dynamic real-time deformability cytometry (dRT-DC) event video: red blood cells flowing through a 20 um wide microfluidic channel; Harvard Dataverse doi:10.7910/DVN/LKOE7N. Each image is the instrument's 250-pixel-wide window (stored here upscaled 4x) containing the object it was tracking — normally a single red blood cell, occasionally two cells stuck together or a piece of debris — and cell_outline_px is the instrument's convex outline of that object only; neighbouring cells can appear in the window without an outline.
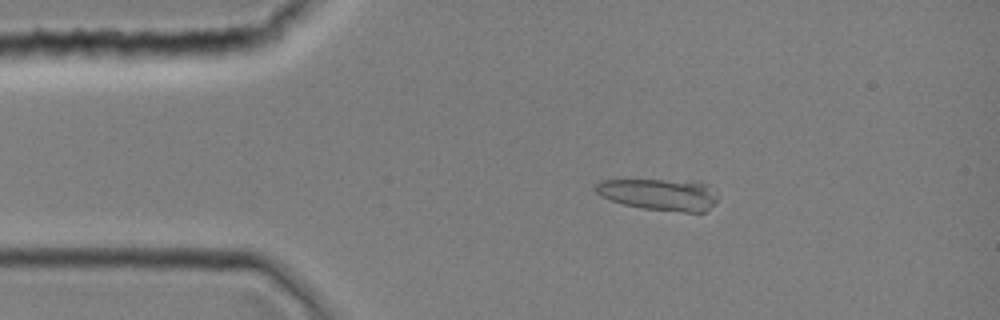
{"species": "common noctule bat (a hibernating species)", "species_latin": "Nyctalus noctula", "temperature_condition": "room temperature", "stored_images_in_passage": 10, "camera_frame_rate_fps": 3000, "um_per_image_px": 0.085, "animal": {"sex": "female", "body_mass_g": 19.0, "forearm_length_mm": 51.5}, "frame": {"image": 1, "passage_image": 7, "time_ms": 2.0, "image_size_px": [1000, 320], "cell_outline_px": [[720, 196], [704, 212], [684, 212], [640, 208], [624, 204], [600, 196], [596, 192], [592, 184], [600, 180], [696, 180], [708, 184]], "centroid_in_image_um": [56.05, 16.51], "position_along_channel_um": 28.9, "area_um2": 22.89}}